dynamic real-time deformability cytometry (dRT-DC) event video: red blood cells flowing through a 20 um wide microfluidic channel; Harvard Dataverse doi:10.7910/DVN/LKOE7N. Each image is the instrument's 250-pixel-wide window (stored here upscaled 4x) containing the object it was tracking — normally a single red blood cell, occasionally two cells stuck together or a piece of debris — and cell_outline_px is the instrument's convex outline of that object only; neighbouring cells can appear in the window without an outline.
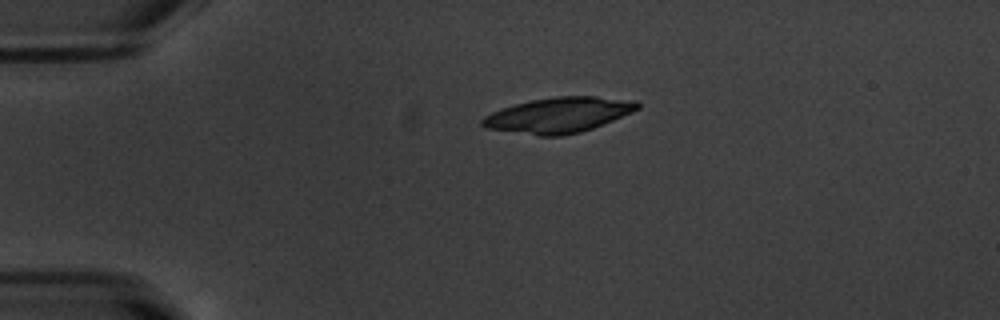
{"species": "common noctule bat (a hibernating species)", "species_latin": "Nyctalus noctula", "temperature_condition": "warm", "stored_images_in_passage": 42, "camera_frame_rate_fps": 3000, "um_per_image_px": 0.085, "animal": {"sex": "male", "body_mass_g": 20.1, "forearm_length_mm": 53.5}, "frame": {"image": 1, "passage_image": 1, "time_ms": 0.0, "image_size_px": [1000, 320], "cell_outline_px": [[640, 108], [632, 112], [592, 128], [580, 132], [560, 136], [540, 136], [484, 128], [480, 124], [480, 120], [484, 116], [492, 112], [516, 104], [532, 100], [556, 96], [596, 96], [636, 100], [640, 104]], "centroid_in_image_um": [47.48, 9.78], "position_along_channel_um": 37.5, "area_um2": 31.85}}